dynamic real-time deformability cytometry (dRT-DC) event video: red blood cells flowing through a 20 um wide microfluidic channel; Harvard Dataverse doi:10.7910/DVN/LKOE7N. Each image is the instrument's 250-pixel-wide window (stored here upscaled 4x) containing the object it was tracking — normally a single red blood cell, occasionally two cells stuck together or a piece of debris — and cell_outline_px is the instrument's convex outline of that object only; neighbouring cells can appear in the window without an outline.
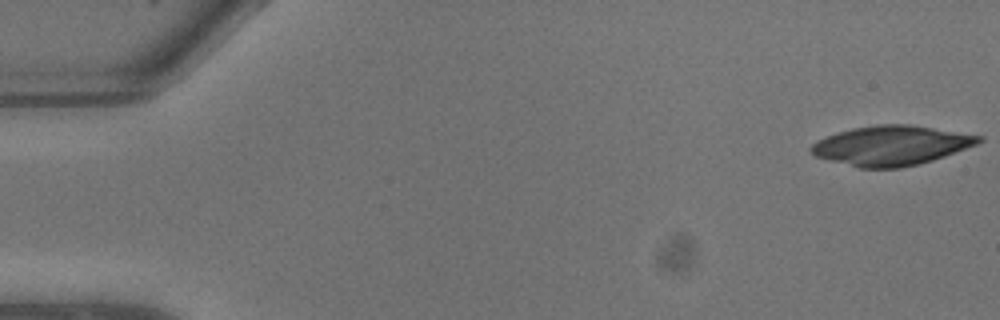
{"species": "common noctule bat (a hibernating species)", "species_latin": "Nyctalus noctula", "temperature_condition": "warm", "stored_images_in_passage": 7, "camera_frame_rate_fps": 3000, "um_per_image_px": 0.085, "animal": {"sex": "male", "body_mass_g": 13.3}, "frame": {"image": 1, "passage_image": 1, "time_ms": 0.0, "image_size_px": [1000, 320], "cell_outline_px": [[984, 140], [976, 144], [944, 156], [920, 164], [900, 168], [860, 168], [816, 156], [808, 152], [808, 148], [816, 140], [852, 128], [876, 124], [908, 124], [984, 136]], "centroid_in_image_um": [75.74, 12.37], "position_along_channel_um": 9.3, "area_um2": 38.49}}